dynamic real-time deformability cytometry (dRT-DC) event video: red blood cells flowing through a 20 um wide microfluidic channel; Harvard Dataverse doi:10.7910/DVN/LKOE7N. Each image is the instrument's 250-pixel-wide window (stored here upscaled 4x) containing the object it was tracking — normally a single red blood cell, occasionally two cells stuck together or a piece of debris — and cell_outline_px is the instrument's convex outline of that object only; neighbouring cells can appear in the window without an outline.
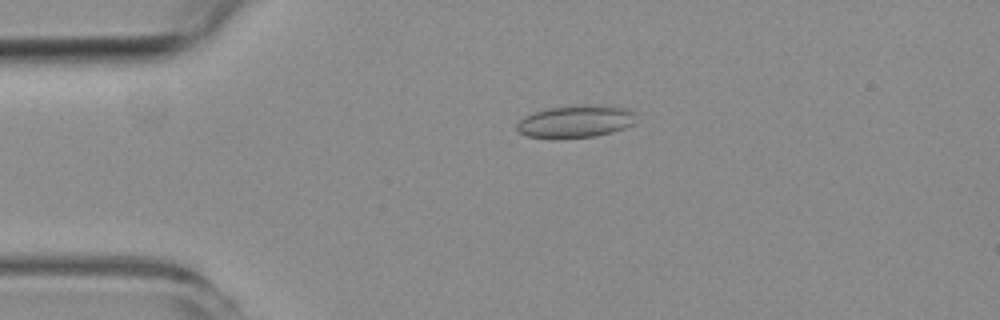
{"species": "common noctule bat (a hibernating species)", "species_latin": "Nyctalus noctula", "temperature_condition": "room temperature", "stored_images_in_passage": 2, "camera_frame_rate_fps": 3000, "um_per_image_px": 0.085, "animal": {"sex": "female", "body_mass_g": 19.3, "forearm_length_mm": 54.1}, "frame": {"image": 1, "passage_image": 1, "time_ms": 0.0, "image_size_px": [1000, 320], "cell_outline_px": [[636, 124], [612, 132], [596, 136], [556, 140], [552, 140], [528, 136], [520, 132], [516, 128], [516, 124], [524, 116], [532, 112], [548, 108], [580, 104], [596, 104], [628, 108], [636, 112]], "centroid_in_image_um": [48.95, 10.33], "position_along_channel_um": 36.1, "area_um2": 23.41}}